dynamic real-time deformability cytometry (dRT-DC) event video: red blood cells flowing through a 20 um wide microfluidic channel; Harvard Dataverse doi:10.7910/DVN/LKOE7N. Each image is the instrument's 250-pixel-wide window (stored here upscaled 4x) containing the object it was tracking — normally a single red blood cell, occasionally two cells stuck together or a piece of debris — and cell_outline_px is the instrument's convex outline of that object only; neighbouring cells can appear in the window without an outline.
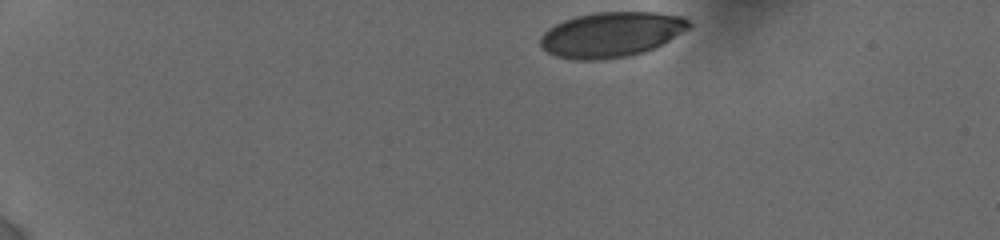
{"species": "human", "species_latin": "Homo sapiens", "temperature_condition": "cold", "stored_images_in_passage": 45, "camera_frame_rate_fps": 3000, "um_per_image_px": 0.085, "donor": {"sex": "female"}, "frame": {"image": 1, "passage_image": 1, "time_ms": 0.0, "image_size_px": [1000, 240], "cell_outline_px": [[692, 24], [688, 28], [656, 48], [644, 52], [628, 56], [596, 60], [572, 60], [556, 56], [548, 52], [540, 44], [540, 36], [548, 28], [564, 20], [576, 16], [596, 12], [656, 12], [684, 16]], "centroid_in_image_um": [51.96, 2.93], "position_along_channel_um": 33.0, "area_um2": 39.13}}
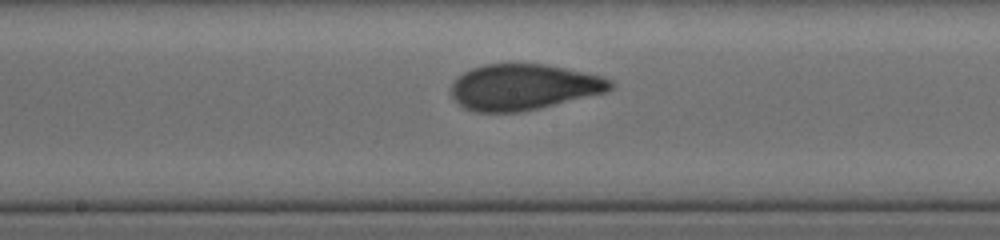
{"frame": {"image": 2, "passage_image": 26, "time_ms": 7.0, "image_size_px": [1000, 240], "cell_outline_px": [[612, 88], [608, 92], [520, 112], [476, 112], [464, 108], [448, 92], [452, 84], [464, 72], [472, 68], [484, 64], [544, 64], [584, 72], [600, 76], [612, 80]], "centroid_in_image_um": [44.49, 7.4], "position_along_channel_um": 203.7, "area_um2": 42.37}}
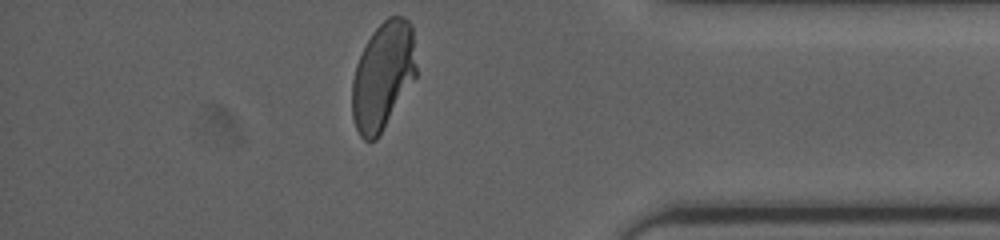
{"frame": {"image": 3, "passage_image": 45, "time_ms": 12.667, "image_size_px": [1000, 240], "cell_outline_px": [[416, 76], [380, 136], [376, 140], [364, 140], [360, 136], [356, 128], [352, 116], [352, 80], [356, 64], [372, 32], [388, 16], [404, 16], [412, 24], [416, 68]], "centroid_in_image_um": [32.54, 6.46], "position_along_channel_um": 402.7, "area_um2": 40.29}, "authors_computed_cell_mechanics": {"area_um2": 41.4426, "velocity_mm_per_s": 3.832, "shape_relaxation_time_tau1_ms": 4.9613, "shape_relaxation_time_tau2_ms": 0.7199, "deformation_change_tau1": 0.1826, "deformation_change_tau2": 0.0675}}